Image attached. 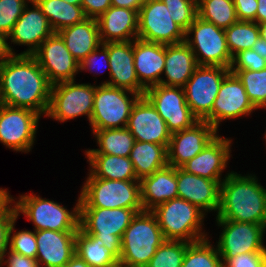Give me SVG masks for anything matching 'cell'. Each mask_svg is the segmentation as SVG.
<instances>
[{"label": "cell", "mask_w": 266, "mask_h": 267, "mask_svg": "<svg viewBox=\"0 0 266 267\" xmlns=\"http://www.w3.org/2000/svg\"><path fill=\"white\" fill-rule=\"evenodd\" d=\"M149 211L137 212L123 233L120 262L145 267L157 248L165 241L156 216Z\"/></svg>", "instance_id": "obj_3"}, {"label": "cell", "mask_w": 266, "mask_h": 267, "mask_svg": "<svg viewBox=\"0 0 266 267\" xmlns=\"http://www.w3.org/2000/svg\"><path fill=\"white\" fill-rule=\"evenodd\" d=\"M197 11L198 17L222 29L238 21L233 0H201Z\"/></svg>", "instance_id": "obj_35"}, {"label": "cell", "mask_w": 266, "mask_h": 267, "mask_svg": "<svg viewBox=\"0 0 266 267\" xmlns=\"http://www.w3.org/2000/svg\"><path fill=\"white\" fill-rule=\"evenodd\" d=\"M142 0H111V6L128 8L131 10H136L137 12L143 5Z\"/></svg>", "instance_id": "obj_50"}, {"label": "cell", "mask_w": 266, "mask_h": 267, "mask_svg": "<svg viewBox=\"0 0 266 267\" xmlns=\"http://www.w3.org/2000/svg\"><path fill=\"white\" fill-rule=\"evenodd\" d=\"M152 212L157 218L165 240L183 241L184 238H188L189 243H192L204 239V235H197L200 230V220L204 216L192 203L176 197L159 204Z\"/></svg>", "instance_id": "obj_6"}, {"label": "cell", "mask_w": 266, "mask_h": 267, "mask_svg": "<svg viewBox=\"0 0 266 267\" xmlns=\"http://www.w3.org/2000/svg\"><path fill=\"white\" fill-rule=\"evenodd\" d=\"M79 208L143 209L140 183L132 180L100 179L90 174L80 198Z\"/></svg>", "instance_id": "obj_5"}, {"label": "cell", "mask_w": 266, "mask_h": 267, "mask_svg": "<svg viewBox=\"0 0 266 267\" xmlns=\"http://www.w3.org/2000/svg\"><path fill=\"white\" fill-rule=\"evenodd\" d=\"M132 208H79V226L102 240L104 246L118 259L122 249L121 238L137 212Z\"/></svg>", "instance_id": "obj_4"}, {"label": "cell", "mask_w": 266, "mask_h": 267, "mask_svg": "<svg viewBox=\"0 0 266 267\" xmlns=\"http://www.w3.org/2000/svg\"><path fill=\"white\" fill-rule=\"evenodd\" d=\"M51 84L33 55H8L0 61V103L48 112Z\"/></svg>", "instance_id": "obj_1"}, {"label": "cell", "mask_w": 266, "mask_h": 267, "mask_svg": "<svg viewBox=\"0 0 266 267\" xmlns=\"http://www.w3.org/2000/svg\"><path fill=\"white\" fill-rule=\"evenodd\" d=\"M234 73L243 84L249 101L255 108L266 106V68L260 71L252 70H233Z\"/></svg>", "instance_id": "obj_37"}, {"label": "cell", "mask_w": 266, "mask_h": 267, "mask_svg": "<svg viewBox=\"0 0 266 267\" xmlns=\"http://www.w3.org/2000/svg\"><path fill=\"white\" fill-rule=\"evenodd\" d=\"M260 37L266 40V23L258 24Z\"/></svg>", "instance_id": "obj_56"}, {"label": "cell", "mask_w": 266, "mask_h": 267, "mask_svg": "<svg viewBox=\"0 0 266 267\" xmlns=\"http://www.w3.org/2000/svg\"><path fill=\"white\" fill-rule=\"evenodd\" d=\"M170 15L162 0L145 1L138 11L137 38L165 45L185 42L186 32Z\"/></svg>", "instance_id": "obj_8"}, {"label": "cell", "mask_w": 266, "mask_h": 267, "mask_svg": "<svg viewBox=\"0 0 266 267\" xmlns=\"http://www.w3.org/2000/svg\"><path fill=\"white\" fill-rule=\"evenodd\" d=\"M176 88L159 84L148 87L144 93L171 134L190 128L199 121L186 102L184 89L178 91Z\"/></svg>", "instance_id": "obj_9"}, {"label": "cell", "mask_w": 266, "mask_h": 267, "mask_svg": "<svg viewBox=\"0 0 266 267\" xmlns=\"http://www.w3.org/2000/svg\"><path fill=\"white\" fill-rule=\"evenodd\" d=\"M75 254L90 267H111L119 259L108 250L102 240L87 234L80 226L75 237Z\"/></svg>", "instance_id": "obj_32"}, {"label": "cell", "mask_w": 266, "mask_h": 267, "mask_svg": "<svg viewBox=\"0 0 266 267\" xmlns=\"http://www.w3.org/2000/svg\"><path fill=\"white\" fill-rule=\"evenodd\" d=\"M178 197L192 203L202 210H215L220 207V181L210 180L187 173L177 168Z\"/></svg>", "instance_id": "obj_22"}, {"label": "cell", "mask_w": 266, "mask_h": 267, "mask_svg": "<svg viewBox=\"0 0 266 267\" xmlns=\"http://www.w3.org/2000/svg\"><path fill=\"white\" fill-rule=\"evenodd\" d=\"M165 240L145 267H181L188 242Z\"/></svg>", "instance_id": "obj_39"}, {"label": "cell", "mask_w": 266, "mask_h": 267, "mask_svg": "<svg viewBox=\"0 0 266 267\" xmlns=\"http://www.w3.org/2000/svg\"><path fill=\"white\" fill-rule=\"evenodd\" d=\"M111 267H136V266H130V265H127V264H124V263L118 261L114 265H112Z\"/></svg>", "instance_id": "obj_57"}, {"label": "cell", "mask_w": 266, "mask_h": 267, "mask_svg": "<svg viewBox=\"0 0 266 267\" xmlns=\"http://www.w3.org/2000/svg\"><path fill=\"white\" fill-rule=\"evenodd\" d=\"M257 2L258 6L255 21H257L258 24L266 23V0H257Z\"/></svg>", "instance_id": "obj_51"}, {"label": "cell", "mask_w": 266, "mask_h": 267, "mask_svg": "<svg viewBox=\"0 0 266 267\" xmlns=\"http://www.w3.org/2000/svg\"><path fill=\"white\" fill-rule=\"evenodd\" d=\"M129 159L139 180L168 165L167 148L150 142L135 141Z\"/></svg>", "instance_id": "obj_30"}, {"label": "cell", "mask_w": 266, "mask_h": 267, "mask_svg": "<svg viewBox=\"0 0 266 267\" xmlns=\"http://www.w3.org/2000/svg\"><path fill=\"white\" fill-rule=\"evenodd\" d=\"M10 251L36 259L37 240L35 233L29 231H21L13 235L11 238Z\"/></svg>", "instance_id": "obj_42"}, {"label": "cell", "mask_w": 266, "mask_h": 267, "mask_svg": "<svg viewBox=\"0 0 266 267\" xmlns=\"http://www.w3.org/2000/svg\"><path fill=\"white\" fill-rule=\"evenodd\" d=\"M229 72L230 68L198 65L185 84L186 102L198 120H205L212 113L222 81Z\"/></svg>", "instance_id": "obj_7"}, {"label": "cell", "mask_w": 266, "mask_h": 267, "mask_svg": "<svg viewBox=\"0 0 266 267\" xmlns=\"http://www.w3.org/2000/svg\"><path fill=\"white\" fill-rule=\"evenodd\" d=\"M226 264L223 267H266V252L239 254L229 259Z\"/></svg>", "instance_id": "obj_45"}, {"label": "cell", "mask_w": 266, "mask_h": 267, "mask_svg": "<svg viewBox=\"0 0 266 267\" xmlns=\"http://www.w3.org/2000/svg\"><path fill=\"white\" fill-rule=\"evenodd\" d=\"M95 89L96 87L87 84H74V80L52 85L47 115L64 121L87 114L90 121Z\"/></svg>", "instance_id": "obj_12"}, {"label": "cell", "mask_w": 266, "mask_h": 267, "mask_svg": "<svg viewBox=\"0 0 266 267\" xmlns=\"http://www.w3.org/2000/svg\"><path fill=\"white\" fill-rule=\"evenodd\" d=\"M6 37H4L1 33H0V58L2 60V58L4 59L5 57H7L9 54L10 55H14L12 52V49L9 47V45L6 42Z\"/></svg>", "instance_id": "obj_52"}, {"label": "cell", "mask_w": 266, "mask_h": 267, "mask_svg": "<svg viewBox=\"0 0 266 267\" xmlns=\"http://www.w3.org/2000/svg\"><path fill=\"white\" fill-rule=\"evenodd\" d=\"M237 18L240 21H255L257 13V0H233Z\"/></svg>", "instance_id": "obj_46"}, {"label": "cell", "mask_w": 266, "mask_h": 267, "mask_svg": "<svg viewBox=\"0 0 266 267\" xmlns=\"http://www.w3.org/2000/svg\"><path fill=\"white\" fill-rule=\"evenodd\" d=\"M254 109L241 81L229 72L222 81L212 113L205 121L217 130L219 120L245 115Z\"/></svg>", "instance_id": "obj_19"}, {"label": "cell", "mask_w": 266, "mask_h": 267, "mask_svg": "<svg viewBox=\"0 0 266 267\" xmlns=\"http://www.w3.org/2000/svg\"><path fill=\"white\" fill-rule=\"evenodd\" d=\"M229 141L215 136L207 146L181 168L187 173L210 180H219L229 157Z\"/></svg>", "instance_id": "obj_27"}, {"label": "cell", "mask_w": 266, "mask_h": 267, "mask_svg": "<svg viewBox=\"0 0 266 267\" xmlns=\"http://www.w3.org/2000/svg\"><path fill=\"white\" fill-rule=\"evenodd\" d=\"M63 39L66 48L80 63L91 52L99 48V26L97 19L86 18L82 22L65 27L57 32Z\"/></svg>", "instance_id": "obj_29"}, {"label": "cell", "mask_w": 266, "mask_h": 267, "mask_svg": "<svg viewBox=\"0 0 266 267\" xmlns=\"http://www.w3.org/2000/svg\"><path fill=\"white\" fill-rule=\"evenodd\" d=\"M133 47L134 67L139 83L145 88L159 85L162 79L159 75L165 66V44L145 41L135 38ZM142 78L150 81L145 84Z\"/></svg>", "instance_id": "obj_25"}, {"label": "cell", "mask_w": 266, "mask_h": 267, "mask_svg": "<svg viewBox=\"0 0 266 267\" xmlns=\"http://www.w3.org/2000/svg\"><path fill=\"white\" fill-rule=\"evenodd\" d=\"M192 31L195 33L194 43L204 58L202 60L196 58L198 65L231 68L233 58L227 47L225 29L197 16L186 31V35Z\"/></svg>", "instance_id": "obj_16"}, {"label": "cell", "mask_w": 266, "mask_h": 267, "mask_svg": "<svg viewBox=\"0 0 266 267\" xmlns=\"http://www.w3.org/2000/svg\"><path fill=\"white\" fill-rule=\"evenodd\" d=\"M8 267H39L36 259L26 257L10 251L9 259L7 260Z\"/></svg>", "instance_id": "obj_48"}, {"label": "cell", "mask_w": 266, "mask_h": 267, "mask_svg": "<svg viewBox=\"0 0 266 267\" xmlns=\"http://www.w3.org/2000/svg\"><path fill=\"white\" fill-rule=\"evenodd\" d=\"M194 49L189 39L182 43L165 45L164 70L168 82L162 80L161 85L185 86L198 66Z\"/></svg>", "instance_id": "obj_24"}, {"label": "cell", "mask_w": 266, "mask_h": 267, "mask_svg": "<svg viewBox=\"0 0 266 267\" xmlns=\"http://www.w3.org/2000/svg\"><path fill=\"white\" fill-rule=\"evenodd\" d=\"M19 214L22 211L35 223V230L78 231L79 229V202L72 214L62 206L35 196H21L15 206ZM19 211V212H18Z\"/></svg>", "instance_id": "obj_10"}, {"label": "cell", "mask_w": 266, "mask_h": 267, "mask_svg": "<svg viewBox=\"0 0 266 267\" xmlns=\"http://www.w3.org/2000/svg\"><path fill=\"white\" fill-rule=\"evenodd\" d=\"M257 54L266 60V40L259 37L252 48Z\"/></svg>", "instance_id": "obj_53"}, {"label": "cell", "mask_w": 266, "mask_h": 267, "mask_svg": "<svg viewBox=\"0 0 266 267\" xmlns=\"http://www.w3.org/2000/svg\"><path fill=\"white\" fill-rule=\"evenodd\" d=\"M217 218L263 224L266 227V190L254 178L228 174L220 184Z\"/></svg>", "instance_id": "obj_2"}, {"label": "cell", "mask_w": 266, "mask_h": 267, "mask_svg": "<svg viewBox=\"0 0 266 267\" xmlns=\"http://www.w3.org/2000/svg\"><path fill=\"white\" fill-rule=\"evenodd\" d=\"M215 133L212 125L199 120L192 127L171 134L167 148L168 165L181 168L207 146Z\"/></svg>", "instance_id": "obj_18"}, {"label": "cell", "mask_w": 266, "mask_h": 267, "mask_svg": "<svg viewBox=\"0 0 266 267\" xmlns=\"http://www.w3.org/2000/svg\"><path fill=\"white\" fill-rule=\"evenodd\" d=\"M143 210L155 208L161 203L178 197L177 168L167 165L140 181Z\"/></svg>", "instance_id": "obj_26"}, {"label": "cell", "mask_w": 266, "mask_h": 267, "mask_svg": "<svg viewBox=\"0 0 266 267\" xmlns=\"http://www.w3.org/2000/svg\"><path fill=\"white\" fill-rule=\"evenodd\" d=\"M41 8L54 32L86 19L82 6L64 0H33Z\"/></svg>", "instance_id": "obj_33"}, {"label": "cell", "mask_w": 266, "mask_h": 267, "mask_svg": "<svg viewBox=\"0 0 266 267\" xmlns=\"http://www.w3.org/2000/svg\"><path fill=\"white\" fill-rule=\"evenodd\" d=\"M66 2H69L70 4H73V5H79L81 6V3H82V0H64Z\"/></svg>", "instance_id": "obj_58"}, {"label": "cell", "mask_w": 266, "mask_h": 267, "mask_svg": "<svg viewBox=\"0 0 266 267\" xmlns=\"http://www.w3.org/2000/svg\"><path fill=\"white\" fill-rule=\"evenodd\" d=\"M108 54L110 76L113 82L103 84L126 89L135 97L144 96L146 89L139 83L136 75L131 42H108Z\"/></svg>", "instance_id": "obj_20"}, {"label": "cell", "mask_w": 266, "mask_h": 267, "mask_svg": "<svg viewBox=\"0 0 266 267\" xmlns=\"http://www.w3.org/2000/svg\"><path fill=\"white\" fill-rule=\"evenodd\" d=\"M166 5L170 17L185 32L198 16V0H162Z\"/></svg>", "instance_id": "obj_40"}, {"label": "cell", "mask_w": 266, "mask_h": 267, "mask_svg": "<svg viewBox=\"0 0 266 267\" xmlns=\"http://www.w3.org/2000/svg\"><path fill=\"white\" fill-rule=\"evenodd\" d=\"M77 231H36L38 264L45 267H63L75 255Z\"/></svg>", "instance_id": "obj_21"}, {"label": "cell", "mask_w": 266, "mask_h": 267, "mask_svg": "<svg viewBox=\"0 0 266 267\" xmlns=\"http://www.w3.org/2000/svg\"><path fill=\"white\" fill-rule=\"evenodd\" d=\"M42 44L33 56L45 72L50 84H57L60 80L61 82L74 80V73L80 69V65L66 48L61 36L54 32Z\"/></svg>", "instance_id": "obj_13"}, {"label": "cell", "mask_w": 266, "mask_h": 267, "mask_svg": "<svg viewBox=\"0 0 266 267\" xmlns=\"http://www.w3.org/2000/svg\"><path fill=\"white\" fill-rule=\"evenodd\" d=\"M100 145L99 150H90L87 154H109L129 157L135 138L127 127L93 130Z\"/></svg>", "instance_id": "obj_34"}, {"label": "cell", "mask_w": 266, "mask_h": 267, "mask_svg": "<svg viewBox=\"0 0 266 267\" xmlns=\"http://www.w3.org/2000/svg\"><path fill=\"white\" fill-rule=\"evenodd\" d=\"M225 225V230L218 243V252L224 261L239 254L250 252H266L262 245V235L265 226L246 222L218 220Z\"/></svg>", "instance_id": "obj_15"}, {"label": "cell", "mask_w": 266, "mask_h": 267, "mask_svg": "<svg viewBox=\"0 0 266 267\" xmlns=\"http://www.w3.org/2000/svg\"><path fill=\"white\" fill-rule=\"evenodd\" d=\"M25 0H0V33L8 37L23 13Z\"/></svg>", "instance_id": "obj_41"}, {"label": "cell", "mask_w": 266, "mask_h": 267, "mask_svg": "<svg viewBox=\"0 0 266 267\" xmlns=\"http://www.w3.org/2000/svg\"><path fill=\"white\" fill-rule=\"evenodd\" d=\"M30 1L35 6V10L26 11L24 8L23 13L8 35L12 37V42L34 45L23 55H33L39 49L41 43L54 33L41 8L33 0Z\"/></svg>", "instance_id": "obj_23"}, {"label": "cell", "mask_w": 266, "mask_h": 267, "mask_svg": "<svg viewBox=\"0 0 266 267\" xmlns=\"http://www.w3.org/2000/svg\"><path fill=\"white\" fill-rule=\"evenodd\" d=\"M39 115L31 109L0 103V141L14 150H29Z\"/></svg>", "instance_id": "obj_14"}, {"label": "cell", "mask_w": 266, "mask_h": 267, "mask_svg": "<svg viewBox=\"0 0 266 267\" xmlns=\"http://www.w3.org/2000/svg\"><path fill=\"white\" fill-rule=\"evenodd\" d=\"M81 6L86 18L98 19L111 6V0H82Z\"/></svg>", "instance_id": "obj_47"}, {"label": "cell", "mask_w": 266, "mask_h": 267, "mask_svg": "<svg viewBox=\"0 0 266 267\" xmlns=\"http://www.w3.org/2000/svg\"><path fill=\"white\" fill-rule=\"evenodd\" d=\"M127 129L135 141L150 142L168 148L171 133L166 122L145 96H140L133 105Z\"/></svg>", "instance_id": "obj_17"}, {"label": "cell", "mask_w": 266, "mask_h": 267, "mask_svg": "<svg viewBox=\"0 0 266 267\" xmlns=\"http://www.w3.org/2000/svg\"><path fill=\"white\" fill-rule=\"evenodd\" d=\"M18 214L15 208L10 209L7 204L0 210V264L7 249L14 222Z\"/></svg>", "instance_id": "obj_43"}, {"label": "cell", "mask_w": 266, "mask_h": 267, "mask_svg": "<svg viewBox=\"0 0 266 267\" xmlns=\"http://www.w3.org/2000/svg\"><path fill=\"white\" fill-rule=\"evenodd\" d=\"M228 50L232 56L243 51L252 49L260 37L259 26L252 21H240L225 29Z\"/></svg>", "instance_id": "obj_36"}, {"label": "cell", "mask_w": 266, "mask_h": 267, "mask_svg": "<svg viewBox=\"0 0 266 267\" xmlns=\"http://www.w3.org/2000/svg\"><path fill=\"white\" fill-rule=\"evenodd\" d=\"M101 45H103V51H102V55H103V57H105V61H107V65H108V67H110L109 66V54H108V42L107 43H103V44H101ZM97 50H98V48L97 49H95L93 52H91L86 58H84L80 63H79V65H80V68L81 69H85L86 68V65L87 66H89V67H91L90 65H95V63H94V59H96L97 60ZM96 62V61H95Z\"/></svg>", "instance_id": "obj_49"}, {"label": "cell", "mask_w": 266, "mask_h": 267, "mask_svg": "<svg viewBox=\"0 0 266 267\" xmlns=\"http://www.w3.org/2000/svg\"><path fill=\"white\" fill-rule=\"evenodd\" d=\"M237 63L234 70L260 71L266 68V60L257 54L253 49L243 50L236 54L232 60V66Z\"/></svg>", "instance_id": "obj_44"}, {"label": "cell", "mask_w": 266, "mask_h": 267, "mask_svg": "<svg viewBox=\"0 0 266 267\" xmlns=\"http://www.w3.org/2000/svg\"><path fill=\"white\" fill-rule=\"evenodd\" d=\"M12 199L8 196V193L5 190L0 189V210L8 203H10Z\"/></svg>", "instance_id": "obj_55"}, {"label": "cell", "mask_w": 266, "mask_h": 267, "mask_svg": "<svg viewBox=\"0 0 266 267\" xmlns=\"http://www.w3.org/2000/svg\"><path fill=\"white\" fill-rule=\"evenodd\" d=\"M97 22L102 44L107 42H127L130 41L128 35L133 34L137 38L138 12L136 10L110 6L97 19ZM103 35L109 36L106 41L103 40Z\"/></svg>", "instance_id": "obj_28"}, {"label": "cell", "mask_w": 266, "mask_h": 267, "mask_svg": "<svg viewBox=\"0 0 266 267\" xmlns=\"http://www.w3.org/2000/svg\"><path fill=\"white\" fill-rule=\"evenodd\" d=\"M95 170L92 175L109 180H139L129 157L109 154H87Z\"/></svg>", "instance_id": "obj_31"}, {"label": "cell", "mask_w": 266, "mask_h": 267, "mask_svg": "<svg viewBox=\"0 0 266 267\" xmlns=\"http://www.w3.org/2000/svg\"><path fill=\"white\" fill-rule=\"evenodd\" d=\"M218 254L219 252L213 250L205 238L189 243L181 267H223Z\"/></svg>", "instance_id": "obj_38"}, {"label": "cell", "mask_w": 266, "mask_h": 267, "mask_svg": "<svg viewBox=\"0 0 266 267\" xmlns=\"http://www.w3.org/2000/svg\"><path fill=\"white\" fill-rule=\"evenodd\" d=\"M63 267H90L83 259L75 254Z\"/></svg>", "instance_id": "obj_54"}, {"label": "cell", "mask_w": 266, "mask_h": 267, "mask_svg": "<svg viewBox=\"0 0 266 267\" xmlns=\"http://www.w3.org/2000/svg\"><path fill=\"white\" fill-rule=\"evenodd\" d=\"M126 89L102 84L95 89L94 106L90 119L93 130L122 128L120 122L127 127L130 113L135 100H129L125 94Z\"/></svg>", "instance_id": "obj_11"}]
</instances>
